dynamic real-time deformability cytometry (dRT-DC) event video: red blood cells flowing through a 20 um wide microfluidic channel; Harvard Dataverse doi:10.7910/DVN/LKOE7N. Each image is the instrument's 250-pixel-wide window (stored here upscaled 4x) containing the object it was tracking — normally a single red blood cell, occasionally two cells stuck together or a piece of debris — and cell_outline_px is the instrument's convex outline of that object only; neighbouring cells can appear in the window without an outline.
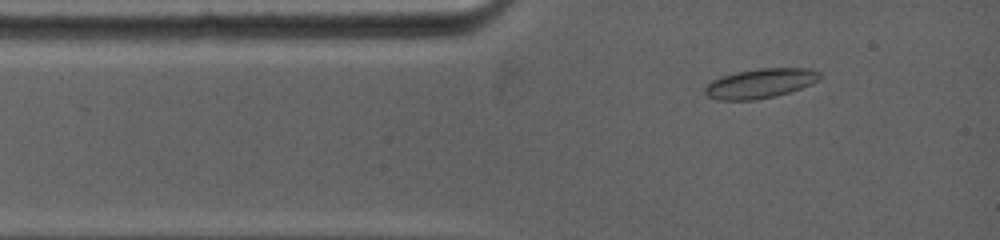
{"species": "common noctule bat (a hibernating species)", "species_latin": "Nyctalus noctula", "temperature_condition": "warm", "stored_images_in_passage": 49, "camera_frame_rate_fps": 5000, "um_per_image_px": 0.085, "animal": {"sex": "female", "body_mass_g": 19.0, "forearm_length_mm": 53.3}, "frame": {"image": 1, "passage_image": 4, "time_ms": 1.0, "image_size_px": [1000, 240], "cell_outline_px": [[824, 76], [820, 80], [812, 84], [788, 92], [772, 96], [752, 100], [716, 100], [708, 96], [704, 92], [704, 88], [712, 80], [720, 76], [736, 72], [760, 68], [808, 68], [820, 72]], "centroid_in_image_um": [64.63, 7.07], "position_along_channel_um": 20.4, "area_um2": 19.83}}
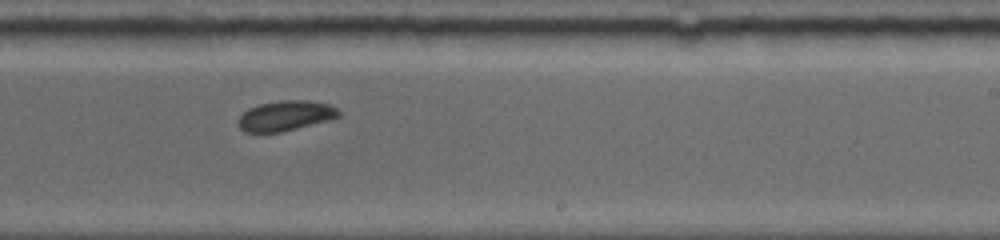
{"frame": {"image": 2, "passage_image": 23, "time_ms": 7.8, "image_size_px": [1000, 240], "cell_outline_px": [[340, 116], [328, 120], [280, 132], [244, 132], [240, 128], [240, 116], [248, 108], [260, 104], [280, 100], [308, 100], [332, 104], [340, 112]], "centroid_in_image_um": [24.3, 9.82], "position_along_channel_um": 264.7, "area_um2": 17.46}}
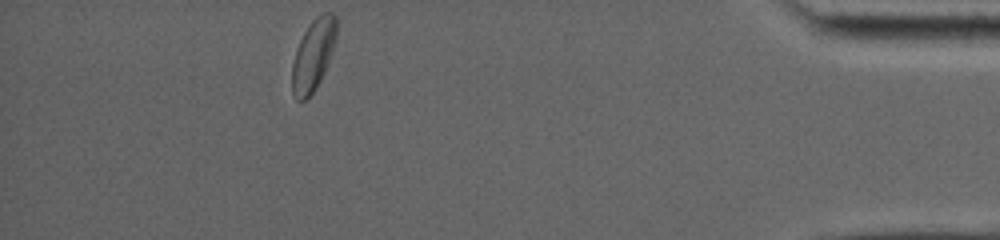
{"frame": {"image": 3, "passage_image": 49, "time_ms": 13.2, "image_size_px": [1000, 240], "cell_outline_px": [[336, 40], [332, 52], [324, 72], [316, 88], [304, 100], [296, 100], [292, 92], [292, 64], [296, 48], [304, 32], [312, 20], [320, 12], [332, 12], [336, 16]], "centroid_in_image_um": [26.62, 4.63], "position_along_channel_um": 408.6, "area_um2": 18.44}, "authors_computed_cell_mechanics": {"area_um2": 18.1492, "velocity_mm_per_s": 3.8651, "shape_relaxation_time_tau1_ms": 5.2381, "shape_relaxation_time_tau2_ms": null, "deformation_change_tau1": 0.0821, "deformation_change_tau2": null}}